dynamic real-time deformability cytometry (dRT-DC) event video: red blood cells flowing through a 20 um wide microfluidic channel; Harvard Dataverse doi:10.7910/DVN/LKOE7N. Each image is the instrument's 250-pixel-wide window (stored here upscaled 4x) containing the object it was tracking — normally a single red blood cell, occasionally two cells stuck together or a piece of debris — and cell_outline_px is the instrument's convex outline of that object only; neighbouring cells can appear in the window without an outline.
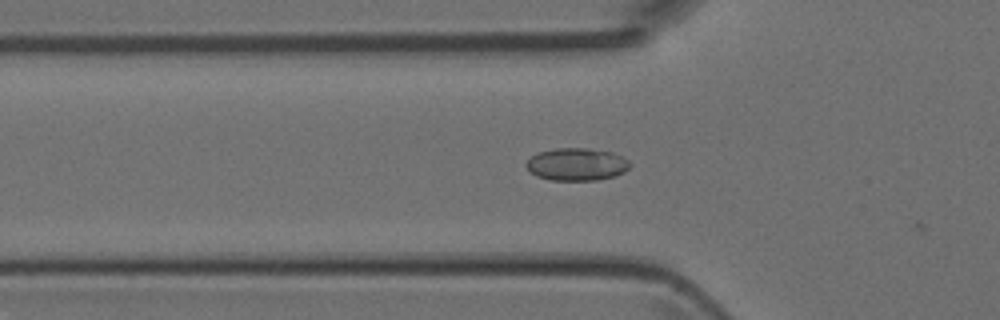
{"species": "Egyptian fruit bat (a non-hibernating species)", "species_latin": "Rousettus aegyptiacus", "temperature_condition": "room temperature", "stored_images_in_passage": 8, "camera_frame_rate_fps": 3000, "um_per_image_px": 0.085, "animal": {"sex": "female"}, "frame": {"image": 1, "passage_image": 7, "time_ms": 2.0, "image_size_px": [1000, 320], "cell_outline_px": [[632, 164], [624, 172], [616, 176], [596, 180], [548, 180], [536, 176], [524, 164], [532, 156], [540, 152], [556, 148], [588, 148], [612, 152], [628, 160]], "centroid_in_image_um": [49.03, 13.97], "position_along_channel_um": 76.8, "area_um2": 19.65}}